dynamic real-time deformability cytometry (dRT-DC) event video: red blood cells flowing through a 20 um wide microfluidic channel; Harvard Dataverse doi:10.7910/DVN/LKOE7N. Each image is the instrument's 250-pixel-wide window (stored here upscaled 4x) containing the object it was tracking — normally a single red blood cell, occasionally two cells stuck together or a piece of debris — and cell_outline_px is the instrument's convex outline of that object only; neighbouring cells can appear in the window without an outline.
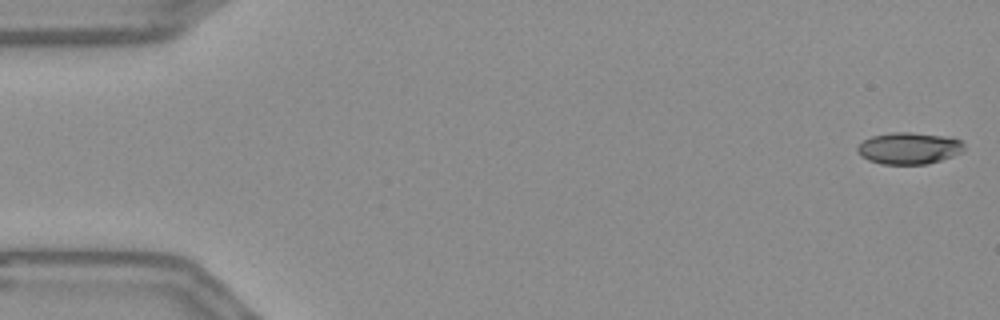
{"species": "Egyptian fruit bat (a non-hibernating species)", "species_latin": "Rousettus aegyptiacus", "temperature_condition": "warm", "stored_images_in_passage": 55, "camera_frame_rate_fps": 3000, "um_per_image_px": 0.085, "frame": {"image": 1, "passage_image": 1, "time_ms": 0.0, "image_size_px": [1000, 320], "cell_outline_px": [[964, 152], [928, 164], [880, 164], [868, 160], [860, 156], [856, 152], [856, 148], [864, 140], [872, 136], [892, 132], [912, 132], [952, 136], [960, 140], [964, 144]], "centroid_in_image_um": [77.28, 12.59], "position_along_channel_um": 7.7, "area_um2": 20.06}}
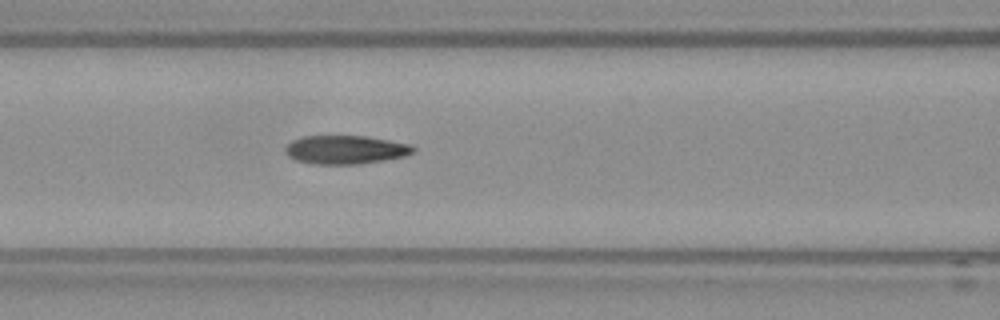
{"frame": {"image": 2, "passage_image": 23, "time_ms": 7.333, "image_size_px": [1000, 320], "cell_outline_px": [[416, 152], [404, 156], [384, 160], [356, 164], [316, 164], [296, 160], [288, 156], [284, 152], [284, 148], [292, 140], [304, 136], [368, 136], [412, 144], [416, 148]], "centroid_in_image_um": [29.4, 12.72], "position_along_channel_um": 137.2, "area_um2": 21.44}}
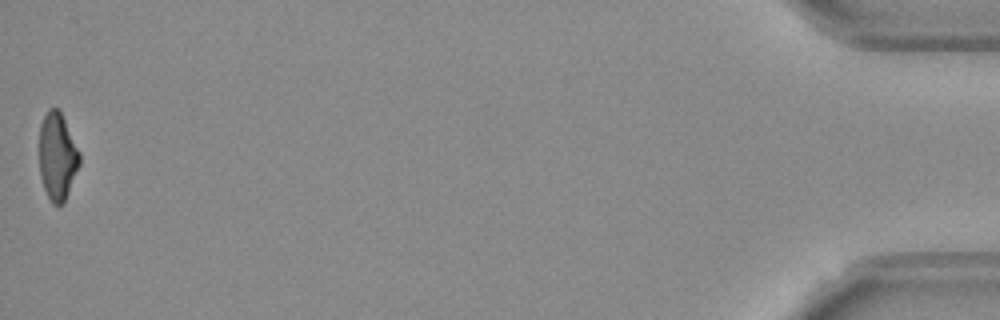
{"frame": {"image": 3, "passage_image": 55, "time_ms": 18.0, "image_size_px": [1000, 320], "cell_outline_px": [[80, 164], [64, 204], [60, 208], [52, 204], [44, 188], [40, 176], [40, 124], [48, 108], [56, 108], [60, 112], [80, 152]], "centroid_in_image_um": [4.88, 13.36], "position_along_channel_um": 430.3, "area_um2": 20.52}, "authors_computed_cell_mechanics": {"area_um2": 21.3282, "velocity_mm_per_s": 3.6814, "shape_relaxation_time_tau1_ms": 8.9068, "shape_relaxation_time_tau2_ms": 2.9529, "deformation_change_tau1": 0.2466, "deformation_change_tau2": 0.0952}}